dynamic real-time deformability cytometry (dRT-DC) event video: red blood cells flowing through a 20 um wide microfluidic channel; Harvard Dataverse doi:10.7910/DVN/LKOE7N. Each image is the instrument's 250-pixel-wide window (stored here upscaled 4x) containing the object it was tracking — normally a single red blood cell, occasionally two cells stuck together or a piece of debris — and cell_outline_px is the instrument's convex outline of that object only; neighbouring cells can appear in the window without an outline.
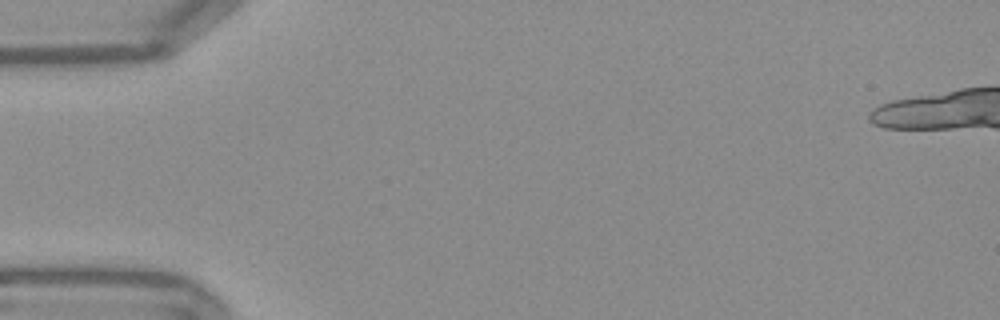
{"species": "Egyptian fruit bat (a non-hibernating species)", "species_latin": "Rousettus aegyptiacus", "temperature_condition": "warm", "stored_images_in_passage": 1, "camera_frame_rate_fps": 3000, "um_per_image_px": 0.085, "frame": {"image": 1, "passage_image": 1, "time_ms": 0.0, "image_size_px": [1000, 320], "cell_outline_px": [[172, 48], [168, 52], [160, 56], [140, 60], [36, 76], [32, 76], [28, 56], [168, 48]], "centroid_in_image_um": [7.45, 5.12], "position_along_channel_um": 77.5, "area_um2": 14.16}}